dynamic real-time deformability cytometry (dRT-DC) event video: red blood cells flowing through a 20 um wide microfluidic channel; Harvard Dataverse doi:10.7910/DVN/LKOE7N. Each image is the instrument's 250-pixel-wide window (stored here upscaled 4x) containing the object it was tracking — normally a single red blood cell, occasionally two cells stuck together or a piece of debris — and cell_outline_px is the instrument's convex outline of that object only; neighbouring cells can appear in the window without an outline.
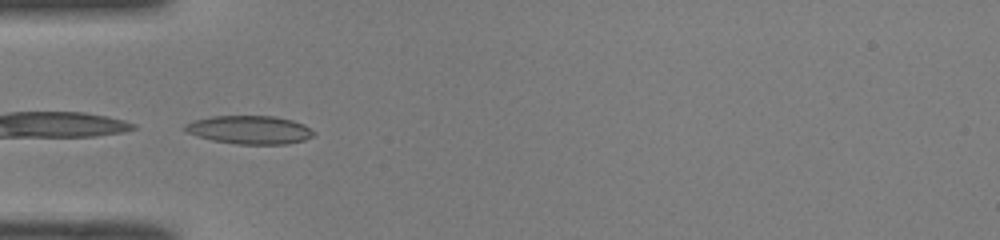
{"species": "common noctule bat (a hibernating species)", "species_latin": "Nyctalus noctula", "temperature_condition": "room temperature", "stored_images_in_passage": 32, "camera_frame_rate_fps": 3000, "um_per_image_px": 0.085, "animal": {"sex": "male", "body_mass_g": 19.0, "forearm_length_mm": 50.8}, "frame": {"image": 1, "passage_image": 1, "time_ms": 0.0, "image_size_px": [1000, 240], "cell_outline_px": [[316, 132], [312, 136], [304, 140], [284, 144], [236, 144], [212, 140], [196, 136], [184, 132], [184, 124], [192, 120], [212, 116], [276, 116], [292, 120], [304, 124]], "centroid_in_image_um": [21.18, 11.03], "position_along_channel_um": 63.8, "area_um2": 21.44}}
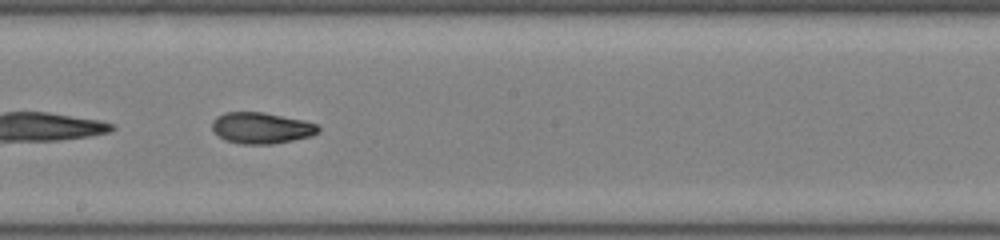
{"frame": {"image": 2, "passage_image": 13, "time_ms": 4.0, "image_size_px": [1000, 240], "cell_outline_px": [[320, 132], [312, 136], [272, 144], [244, 144], [224, 140], [212, 128], [212, 120], [216, 116], [224, 112], [264, 112], [304, 120], [316, 124], [320, 128]], "centroid_in_image_um": [22.23, 10.87], "position_along_channel_um": 226.0, "area_um2": 19.36}}
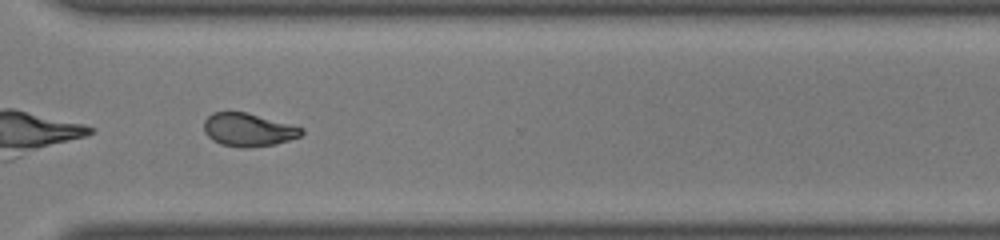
{"frame": {"image": 3, "passage_image": 22, "time_ms": 7.0, "image_size_px": [1000, 240], "cell_outline_px": [[304, 132], [300, 136], [276, 144], [248, 148], [244, 148], [220, 144], [212, 140], [204, 132], [204, 120], [212, 112], [248, 112], [296, 124], [304, 128]], "centroid_in_image_um": [21.15, 11.02], "position_along_channel_um": 349.5, "area_um2": 19.31}, "authors_computed_cell_mechanics": {"area_um2": 19.3341, "velocity_mm_per_s": 4.0998, "shape_relaxation_time_tau1_ms": null, "shape_relaxation_time_tau2_ms": 2.5053, "deformation_change_tau1": null, "deformation_change_tau2": 0.0817}}